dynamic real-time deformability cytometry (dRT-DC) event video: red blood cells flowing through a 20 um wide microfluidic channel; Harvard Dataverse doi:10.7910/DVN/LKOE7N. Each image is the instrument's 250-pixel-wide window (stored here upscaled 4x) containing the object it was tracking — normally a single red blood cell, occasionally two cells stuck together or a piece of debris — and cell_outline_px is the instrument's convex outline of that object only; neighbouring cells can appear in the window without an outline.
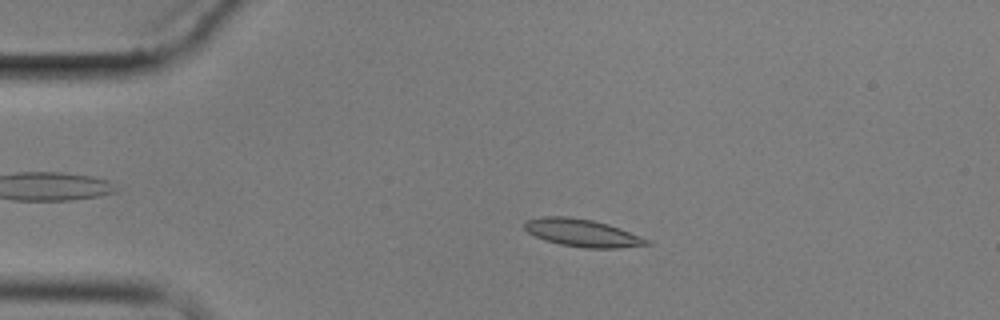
{"species": "common noctule bat (a hibernating species)", "species_latin": "Nyctalus noctula", "temperature_condition": "cold", "stored_images_in_passage": 4, "camera_frame_rate_fps": 3000, "um_per_image_px": 0.085, "animal": {"sex": "male", "body_mass_g": 17.9}, "frame": {"image": 1, "passage_image": 3, "time_ms": 2.333, "image_size_px": [1000, 320], "cell_outline_px": [[652, 244], [620, 248], [584, 248], [560, 244], [544, 240], [528, 232], [524, 228], [524, 220], [544, 216], [568, 216], [592, 220], [608, 224], [620, 228], [652, 240]], "centroid_in_image_um": [49.52, 19.8], "position_along_channel_um": 35.5, "area_um2": 19.83}}